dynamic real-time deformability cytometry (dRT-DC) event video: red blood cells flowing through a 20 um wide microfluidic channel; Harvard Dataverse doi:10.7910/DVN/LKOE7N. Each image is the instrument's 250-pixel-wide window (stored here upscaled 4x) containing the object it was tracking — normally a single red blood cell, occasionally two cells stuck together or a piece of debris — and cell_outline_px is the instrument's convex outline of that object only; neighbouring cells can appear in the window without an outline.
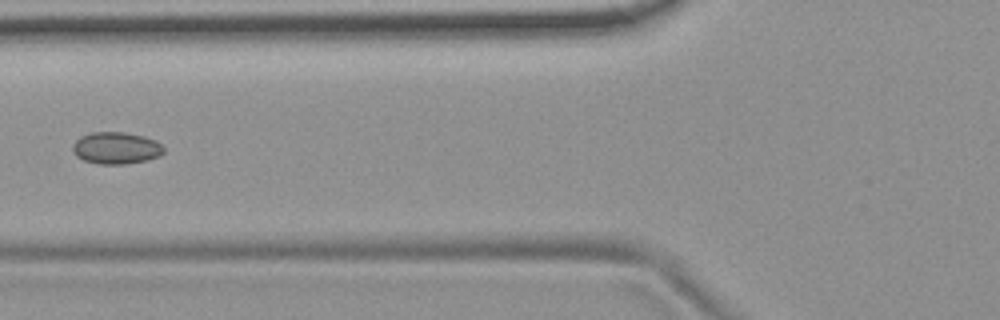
{"species": "common noctule bat (a hibernating species)", "species_latin": "Nyctalus noctula", "temperature_condition": "room temperature", "stored_images_in_passage": 6, "camera_frame_rate_fps": 3000, "um_per_image_px": 0.085, "animal": {"sex": "female", "body_mass_g": 19.9}, "frame": {"image": 1, "passage_image": 6, "time_ms": 1.667, "image_size_px": [1000, 320], "cell_outline_px": [[164, 152], [160, 156], [148, 160], [124, 164], [100, 164], [84, 160], [76, 156], [72, 152], [72, 144], [80, 136], [92, 132], [124, 132], [144, 136], [156, 140], [164, 148]], "centroid_in_image_um": [9.87, 12.58], "position_along_channel_um": 115.9, "area_um2": 17.11}}